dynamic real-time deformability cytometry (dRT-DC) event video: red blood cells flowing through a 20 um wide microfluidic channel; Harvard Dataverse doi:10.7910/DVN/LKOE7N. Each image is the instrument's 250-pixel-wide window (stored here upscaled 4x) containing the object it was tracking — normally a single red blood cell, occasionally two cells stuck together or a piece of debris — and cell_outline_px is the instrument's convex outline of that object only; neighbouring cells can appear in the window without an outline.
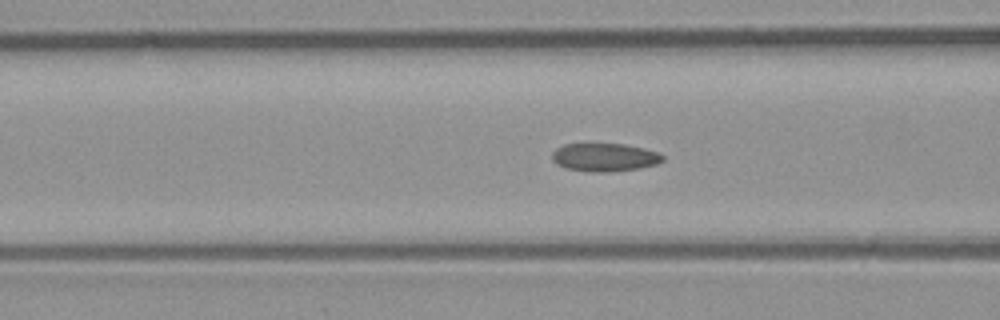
{"species": "common noctule bat (a hibernating species)", "species_latin": "Nyctalus noctula", "temperature_condition": "room temperature", "stored_images_in_passage": 43, "camera_frame_rate_fps": 3000, "um_per_image_px": 0.085, "animal": {"sex": "male", "body_mass_g": 23.1, "forearm_length_mm": 52.7}, "frame": {"image": 1, "passage_image": 21, "time_ms": 6.667, "image_size_px": [1000, 320], "cell_outline_px": [[664, 160], [656, 164], [640, 168], [612, 172], [588, 172], [564, 168], [556, 164], [552, 160], [552, 152], [556, 148], [564, 144], [624, 144], [644, 148], [656, 152], [664, 156]], "centroid_in_image_um": [51.36, 13.38], "position_along_channel_um": 115.2, "area_um2": 18.32}}
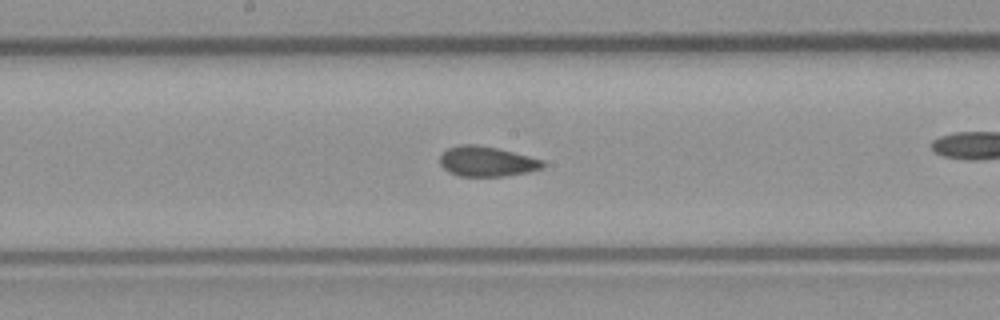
{"frame": {"image": 2, "passage_image": 28, "time_ms": 9.0, "image_size_px": [1000, 320], "cell_outline_px": [[544, 168], [528, 172], [504, 176], [460, 176], [448, 172], [440, 164], [440, 156], [448, 148], [460, 144], [476, 144], [496, 148], [544, 160]], "centroid_in_image_um": [41.37, 13.72], "position_along_channel_um": 206.8, "area_um2": 17.98}}
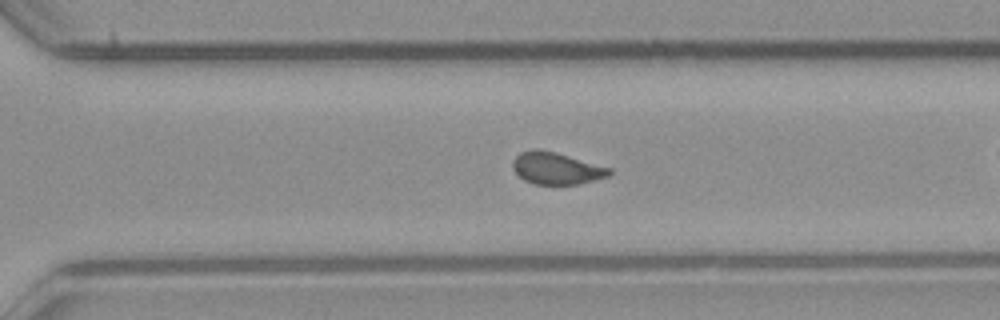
{"frame": {"image": 3, "passage_image": 37, "time_ms": 12.0, "image_size_px": [1000, 320], "cell_outline_px": [[612, 172], [608, 176], [576, 184], [532, 184], [524, 180], [512, 168], [512, 160], [520, 152], [532, 148], [540, 148], [556, 152], [612, 168]], "centroid_in_image_um": [47.26, 14.28], "position_along_channel_um": 323.3, "area_um2": 18.09}}